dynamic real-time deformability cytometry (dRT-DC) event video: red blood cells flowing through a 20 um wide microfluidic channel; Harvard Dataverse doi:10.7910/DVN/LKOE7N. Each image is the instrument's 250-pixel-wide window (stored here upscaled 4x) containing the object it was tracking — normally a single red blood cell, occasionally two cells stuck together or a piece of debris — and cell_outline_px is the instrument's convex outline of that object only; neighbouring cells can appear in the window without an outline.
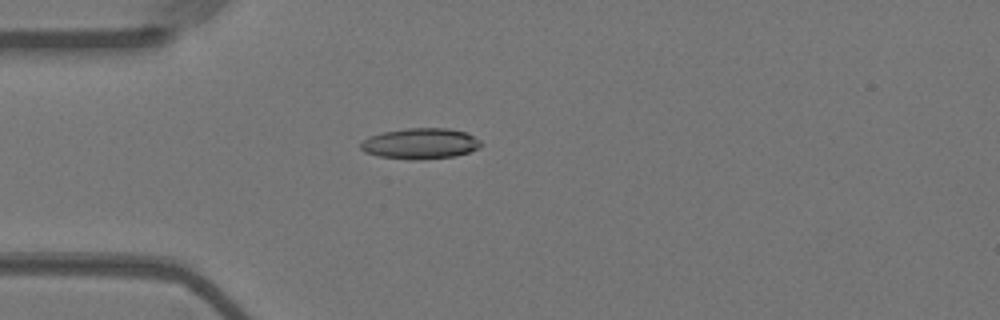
{"species": "Egyptian fruit bat (a non-hibernating species)", "species_latin": "Rousettus aegyptiacus", "temperature_condition": "warm", "stored_images_in_passage": 55, "camera_frame_rate_fps": 3000, "um_per_image_px": 0.085, "animal": {"sex": "female"}, "frame": {"image": 1, "passage_image": 15, "time_ms": 4.667, "image_size_px": [1000, 320], "cell_outline_px": [[484, 144], [468, 152], [456, 156], [416, 160], [408, 160], [380, 156], [364, 152], [360, 148], [360, 144], [368, 136], [384, 132], [408, 128], [448, 128], [464, 132], [480, 140]], "centroid_in_image_um": [35.71, 12.21], "position_along_channel_um": 49.3, "area_um2": 21.5}}
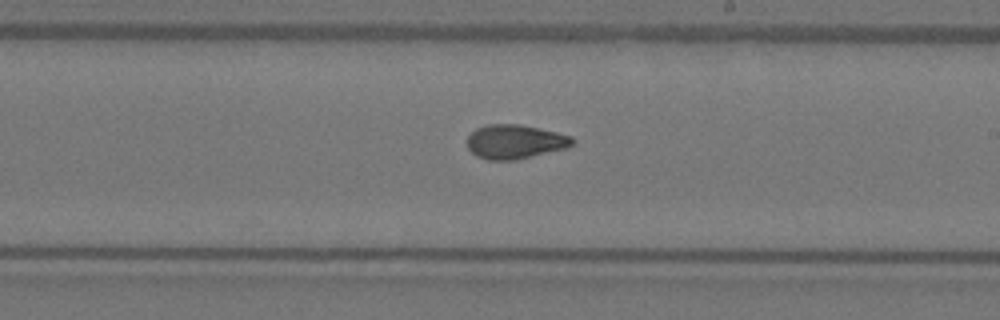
{"frame": {"image": 2, "passage_image": 32, "time_ms": 10.333, "image_size_px": [1000, 320], "cell_outline_px": [[576, 140], [568, 148], [516, 160], [488, 160], [476, 156], [468, 148], [468, 136], [476, 128], [488, 124], [520, 124], [556, 132], [572, 136]], "centroid_in_image_um": [43.79, 12.05], "position_along_channel_um": 245.2, "area_um2": 21.04}}
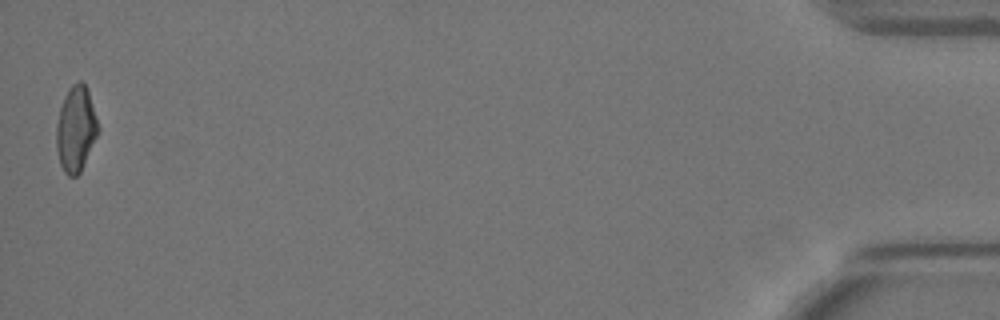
{"frame": {"image": 3, "passage_image": 55, "time_ms": 18.0, "image_size_px": [1000, 320], "cell_outline_px": [[100, 128], [80, 172], [76, 176], [68, 176], [64, 172], [60, 164], [56, 148], [56, 124], [60, 108], [64, 96], [68, 88], [72, 84], [80, 80], [84, 84], [88, 92]], "centroid_in_image_um": [6.43, 10.96], "position_along_channel_um": 428.8, "area_um2": 20.63}, "authors_computed_cell_mechanics": {"area_um2": 20.6924, "velocity_mm_per_s": 3.6435, "shape_relaxation_time_tau1_ms": 9.8809, "shape_relaxation_time_tau2_ms": 1.9061, "deformation_change_tau1": 0.2516, "deformation_change_tau2": 0.0744}}